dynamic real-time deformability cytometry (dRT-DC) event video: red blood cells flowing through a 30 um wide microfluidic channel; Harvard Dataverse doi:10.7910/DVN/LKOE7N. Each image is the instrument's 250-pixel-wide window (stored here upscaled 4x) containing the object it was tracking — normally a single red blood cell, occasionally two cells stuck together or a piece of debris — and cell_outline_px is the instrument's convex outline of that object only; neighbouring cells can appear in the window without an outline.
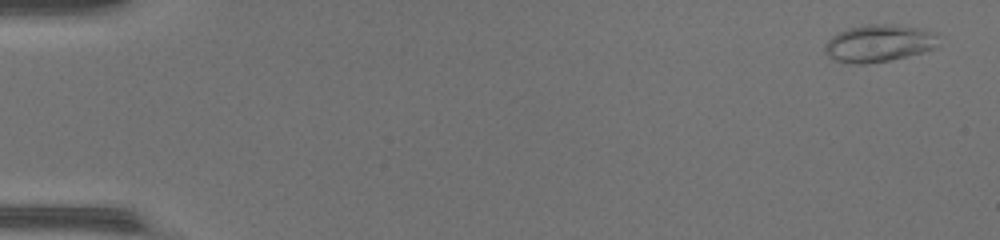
{"species": "common noctule bat (a hibernating species)", "species_latin": "Nyctalus noctula", "temperature_condition": "warm", "stored_images_in_passage": 48, "camera_frame_rate_fps": 3000, "um_per_image_px": 0.085, "animal": {"sex": "female", "body_mass_g": 17.0, "forearm_length_mm": 48.0}, "frame": {"image": 1, "passage_image": 2, "time_ms": 0.333, "image_size_px": [1000, 240], "cell_outline_px": [[936, 48], [924, 52], [888, 60], [864, 64], [860, 64], [832, 60], [824, 52], [824, 44], [832, 36], [848, 28], [868, 24], [896, 24], [920, 28], [936, 32]], "centroid_in_image_um": [74.69, 3.67], "position_along_channel_um": 10.3, "area_um2": 24.68}}
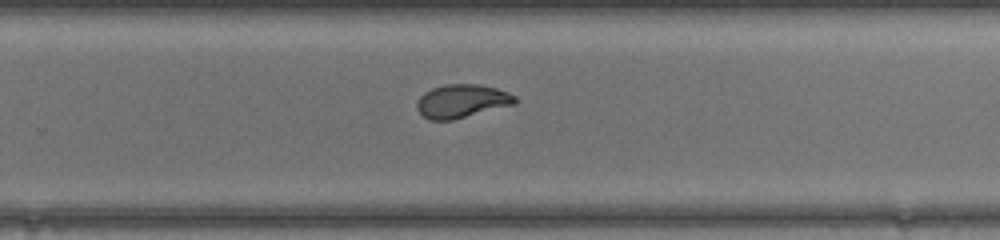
{"frame": {"image": 2, "passage_image": 32, "time_ms": 10.333, "image_size_px": [1000, 240], "cell_outline_px": [[516, 104], [452, 120], [428, 120], [416, 108], [416, 100], [424, 92], [432, 88], [444, 84], [480, 84], [496, 88], [508, 92], [516, 96]], "centroid_in_image_um": [39.24, 8.59], "position_along_channel_um": 290.6, "area_um2": 19.25}}
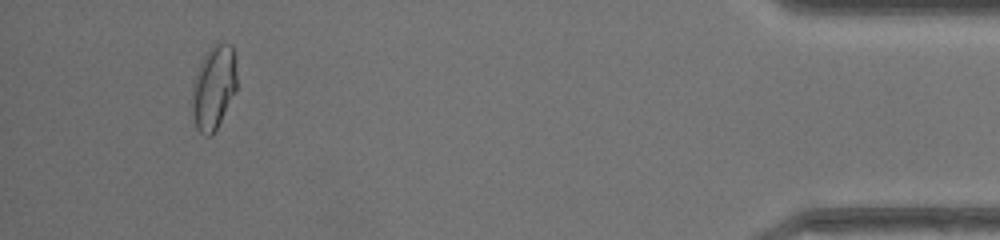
{"frame": {"image": 3, "passage_image": 45, "time_ms": 14.667, "image_size_px": [1000, 240], "cell_outline_px": [[236, 92], [212, 136], [204, 136], [196, 128], [192, 116], [192, 88], [196, 72], [204, 56], [212, 44], [216, 40], [232, 44], [236, 72]], "centroid_in_image_um": [18.16, 7.42], "position_along_channel_um": 417.0, "area_um2": 22.14}, "authors_computed_cell_mechanics": {"area_um2": 20.4901, "velocity_mm_per_s": 4.4332, "shape_relaxation_time_tau1_ms": 11.047, "shape_relaxation_time_tau2_ms": 0.6905, "deformation_change_tau1": 0.3445, "deformation_change_tau2": 0.0506}}